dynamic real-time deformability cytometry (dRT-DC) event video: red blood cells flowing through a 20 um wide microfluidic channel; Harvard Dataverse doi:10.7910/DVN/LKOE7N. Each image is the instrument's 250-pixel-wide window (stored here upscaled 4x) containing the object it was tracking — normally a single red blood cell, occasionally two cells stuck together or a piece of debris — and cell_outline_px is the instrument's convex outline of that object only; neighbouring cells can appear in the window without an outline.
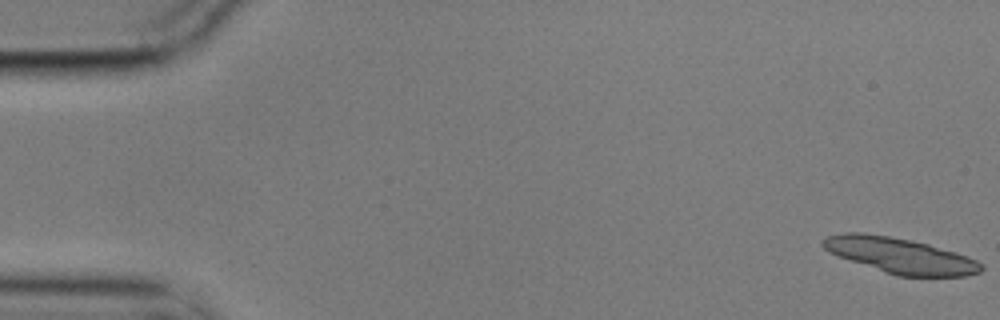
{"species": "common noctule bat (a hibernating species)", "species_latin": "Nyctalus noctula", "temperature_condition": "cold", "stored_images_in_passage": 52, "camera_frame_rate_fps": 3000, "um_per_image_px": 0.085, "animal": {"sex": "male", "body_mass_g": 17.9}, "frame": {"image": 1, "passage_image": 1, "time_ms": 0.0, "image_size_px": [1000, 320], "cell_outline_px": [[984, 268], [980, 272], [964, 276], [896, 276], [884, 272], [828, 252], [820, 244], [820, 240], [824, 236], [844, 232], [864, 232], [912, 240], [928, 244], [976, 260]], "centroid_in_image_um": [76.42, 21.7], "position_along_channel_um": 8.6, "area_um2": 32.48}}
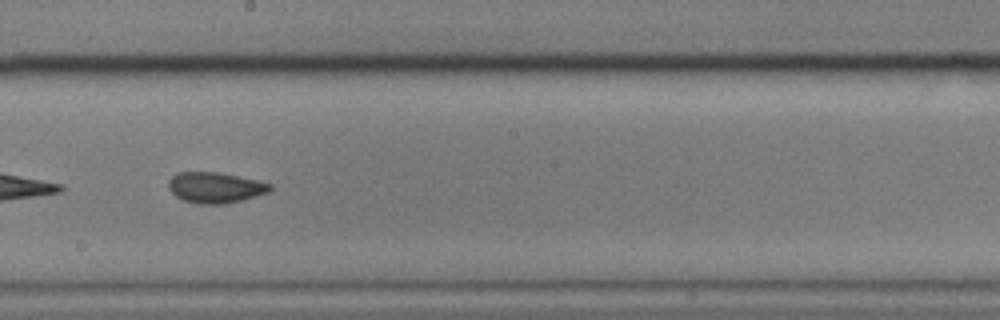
{"frame": {"image": 2, "passage_image": 32, "time_ms": 10.333, "image_size_px": [1000, 320], "cell_outline_px": [[272, 188], [268, 192], [244, 200], [224, 204], [200, 204], [184, 200], [176, 196], [168, 188], [168, 180], [172, 176], [180, 172], [216, 172], [256, 180], [272, 184]], "centroid_in_image_um": [18.29, 15.95], "position_along_channel_um": 229.9, "area_um2": 18.09}}
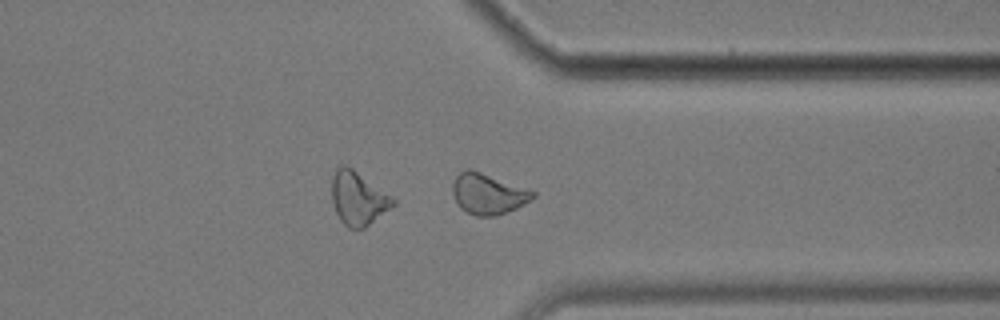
{"frame": {"image": 3, "passage_image": 44, "time_ms": 14.333, "image_size_px": [1000, 320], "cell_outline_px": [[536, 196], [516, 208], [496, 216], [476, 216], [460, 208], [452, 192], [452, 184], [456, 176], [464, 168], [468, 168], [480, 172], [536, 192]], "centroid_in_image_um": [41.45, 16.48], "position_along_channel_um": 370.0, "area_um2": 18.73}}